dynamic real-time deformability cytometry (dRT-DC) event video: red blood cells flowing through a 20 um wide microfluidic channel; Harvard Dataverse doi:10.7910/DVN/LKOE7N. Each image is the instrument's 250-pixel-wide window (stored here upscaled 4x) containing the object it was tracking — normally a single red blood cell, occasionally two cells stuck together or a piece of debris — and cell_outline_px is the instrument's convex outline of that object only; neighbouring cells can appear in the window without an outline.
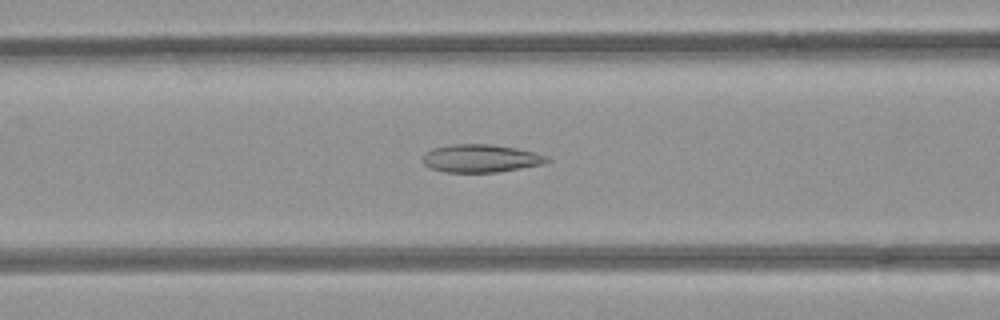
{"species": "common noctule bat (a hibernating species)", "species_latin": "Nyctalus noctula", "temperature_condition": "room temperature", "stored_images_in_passage": 52, "camera_frame_rate_fps": 3000, "um_per_image_px": 0.085, "animal": {"sex": "female", "body_mass_g": 21.9}, "frame": {"image": 1, "passage_image": 21, "time_ms": 6.667, "image_size_px": [1000, 320], "cell_outline_px": [[552, 160], [544, 164], [496, 172], [444, 172], [432, 168], [424, 164], [420, 160], [432, 148], [448, 144], [492, 144], [516, 148], [536, 152], [548, 156]], "centroid_in_image_um": [40.89, 13.45], "position_along_channel_um": 125.7, "area_um2": 20.35}}
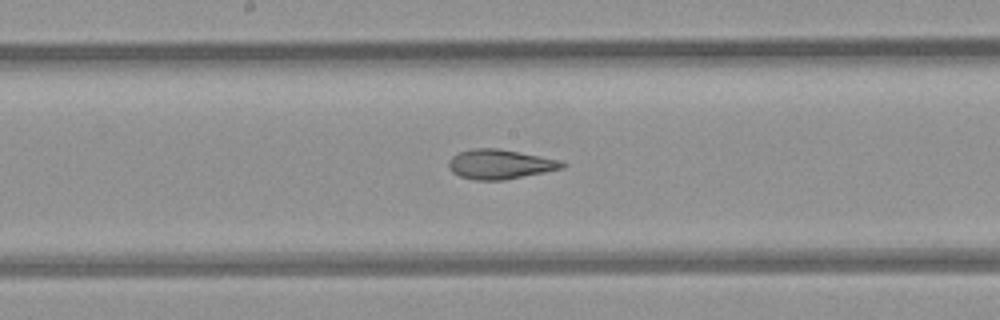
{"frame": {"image": 2, "passage_image": 27, "time_ms": 8.667, "image_size_px": [1000, 320], "cell_outline_px": [[568, 164], [564, 168], [504, 180], [472, 180], [460, 176], [452, 172], [448, 168], [448, 160], [452, 156], [460, 152], [472, 148], [496, 148], [540, 156], [560, 160]], "centroid_in_image_um": [42.48, 13.96], "position_along_channel_um": 205.7, "area_um2": 19.59}}
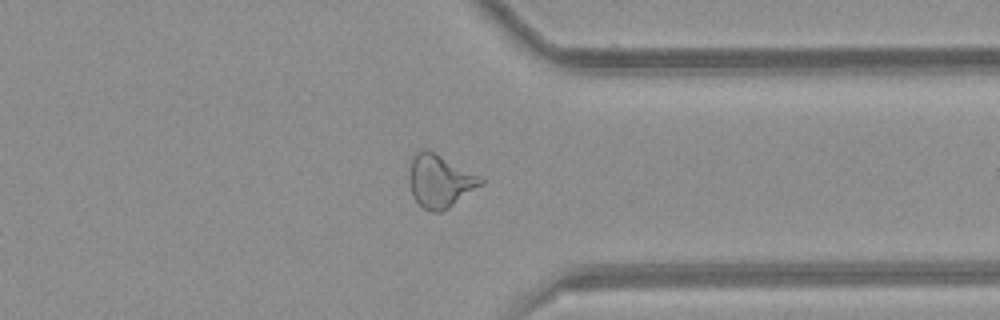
{"frame": {"image": 3, "passage_image": 40, "time_ms": 13.0, "image_size_px": [1000, 320], "cell_outline_px": [[484, 184], [448, 208], [440, 212], [432, 212], [424, 208], [412, 196], [408, 176], [412, 160], [416, 152], [432, 152], [484, 176]], "centroid_in_image_um": [37.44, 15.42], "position_along_channel_um": 374.0, "area_um2": 21.85}, "authors_computed_cell_mechanics": {"area_um2": 22.6576, "velocity_mm_per_s": 3.981, "shape_relaxation_time_tau1_ms": null, "shape_relaxation_time_tau2_ms": 1.8278, "deformation_change_tau1": null, "deformation_change_tau2": 0.1023}}